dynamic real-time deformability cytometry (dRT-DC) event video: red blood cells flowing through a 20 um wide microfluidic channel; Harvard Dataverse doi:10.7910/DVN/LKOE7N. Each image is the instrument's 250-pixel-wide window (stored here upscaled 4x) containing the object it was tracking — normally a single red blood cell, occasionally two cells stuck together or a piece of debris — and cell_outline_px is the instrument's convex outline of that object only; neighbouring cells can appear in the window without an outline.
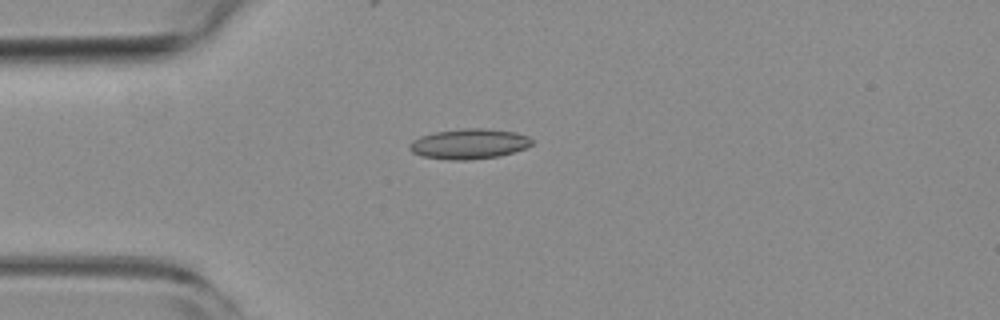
{"species": "common noctule bat (a hibernating species)", "species_latin": "Nyctalus noctula", "temperature_condition": "room temperature", "stored_images_in_passage": 39, "camera_frame_rate_fps": 3000, "um_per_image_px": 0.085, "animal": {"sex": "female", "body_mass_g": 19.3, "forearm_length_mm": 54.1}, "frame": {"image": 1, "passage_image": 1, "time_ms": 0.0, "image_size_px": [1000, 320], "cell_outline_px": [[532, 144], [524, 148], [500, 156], [468, 160], [448, 160], [420, 156], [412, 152], [408, 148], [408, 144], [412, 140], [420, 136], [436, 132], [464, 128], [484, 128], [516, 132], [528, 136], [532, 140]], "centroid_in_image_um": [39.83, 12.23], "position_along_channel_um": 45.2, "area_um2": 21.62}}
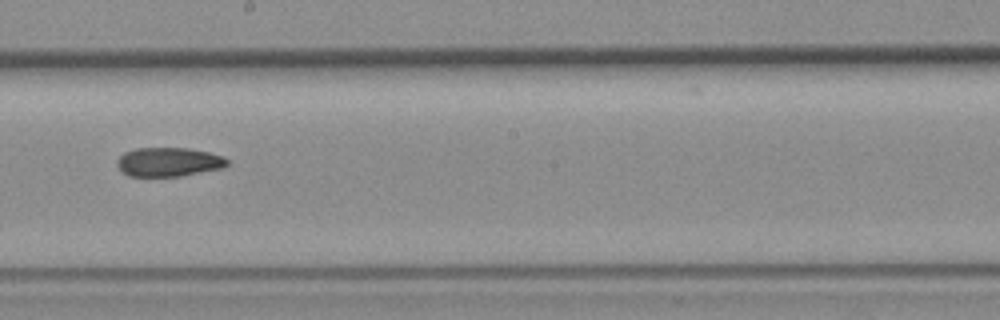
{"frame": {"image": 2, "passage_image": 17, "time_ms": 5.333, "image_size_px": [1000, 320], "cell_outline_px": [[228, 164], [224, 168], [180, 176], [128, 176], [116, 164], [116, 160], [124, 152], [136, 148], [188, 148], [208, 152], [224, 156], [228, 160]], "centroid_in_image_um": [14.35, 13.76], "position_along_channel_um": 233.9, "area_um2": 18.67}}
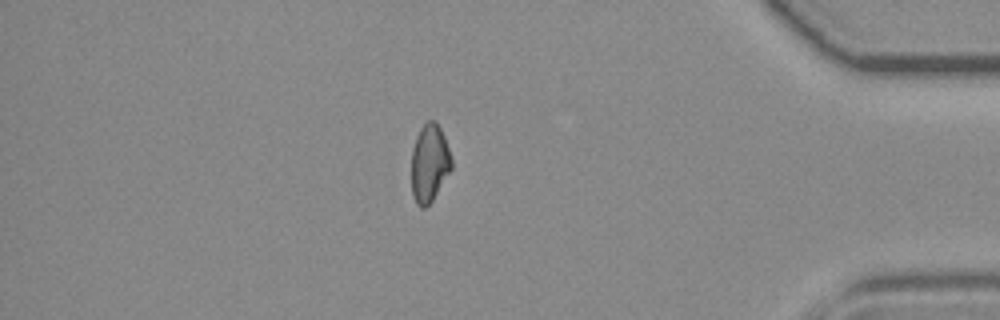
{"frame": {"image": 3, "passage_image": 33, "time_ms": 10.667, "image_size_px": [1000, 320], "cell_outline_px": [[452, 168], [432, 200], [424, 208], [420, 208], [416, 204], [412, 196], [412, 148], [416, 136], [420, 128], [428, 120], [436, 120], [444, 136], [452, 160]], "centroid_in_image_um": [36.49, 13.86], "position_along_channel_um": 398.7, "area_um2": 18.15}, "authors_computed_cell_mechanics": {"area_um2": 19.1896, "velocity_mm_per_s": 3.8455, "shape_relaxation_time_tau1_ms": null, "shape_relaxation_time_tau2_ms": 8.7155, "deformation_change_tau1": null, "deformation_change_tau2": 0.1557}}